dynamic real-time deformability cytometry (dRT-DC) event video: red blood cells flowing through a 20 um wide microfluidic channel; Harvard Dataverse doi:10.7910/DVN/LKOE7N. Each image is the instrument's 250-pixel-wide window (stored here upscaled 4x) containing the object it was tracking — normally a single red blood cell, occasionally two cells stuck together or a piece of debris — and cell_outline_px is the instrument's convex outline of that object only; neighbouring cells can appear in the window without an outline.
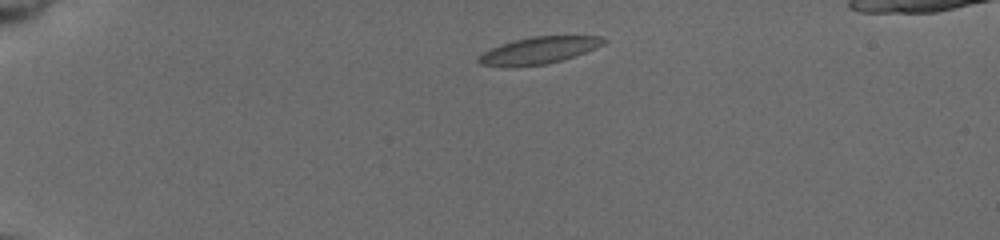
{"species": "common noctule bat (a hibernating species)", "species_latin": "Nyctalus noctula", "temperature_condition": "cold", "stored_images_in_passage": 35, "camera_frame_rate_fps": 3000, "um_per_image_px": 0.085, "animal": {"sex": "female", "body_mass_g": 19.5, "forearm_length_mm": 54.1}, "frame": {"image": 1, "passage_image": 1, "time_ms": 0.0, "image_size_px": [1000, 240], "cell_outline_px": [[608, 40], [604, 44], [596, 48], [560, 60], [544, 64], [504, 68], [480, 64], [476, 60], [484, 52], [500, 44], [532, 36], [600, 36]], "centroid_in_image_um": [45.77, 4.29], "position_along_channel_um": 39.2, "area_um2": 19.48}}
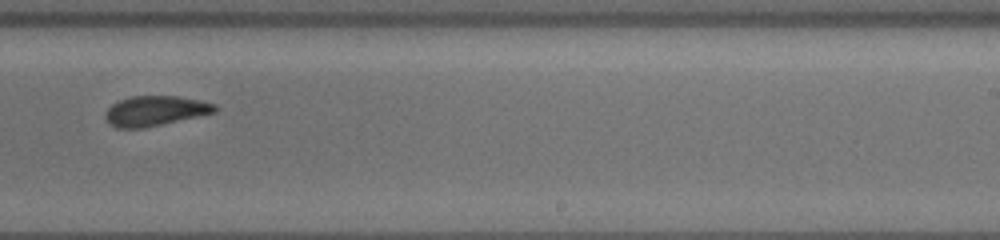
{"frame": {"image": 2, "passage_image": 20, "time_ms": 8.0, "image_size_px": [1000, 240], "cell_outline_px": [[216, 112], [160, 124], [140, 128], [116, 128], [104, 116], [108, 108], [112, 104], [120, 100], [132, 96], [176, 96], [200, 100], [216, 104]], "centroid_in_image_um": [13.19, 9.41], "position_along_channel_um": 275.8, "area_um2": 18.73}}
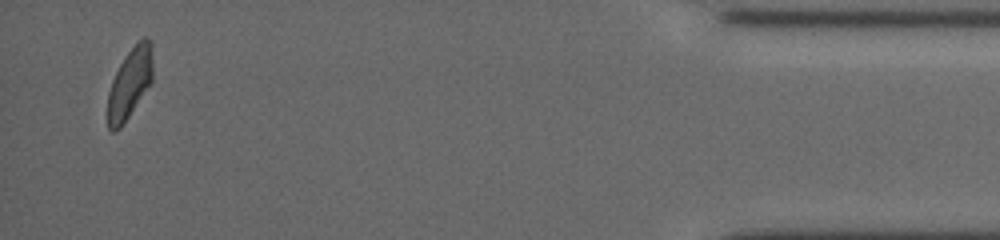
{"frame": {"image": 3, "passage_image": 35, "time_ms": 13.667, "image_size_px": [1000, 240], "cell_outline_px": [[152, 84], [120, 128], [116, 132], [112, 132], [108, 128], [108, 92], [112, 80], [124, 56], [144, 36], [148, 36], [152, 44]], "centroid_in_image_um": [11.05, 7.08], "position_along_channel_um": 424.2, "area_um2": 18.61}, "authors_computed_cell_mechanics": {"area_um2": 19.5364, "velocity_mm_per_s": 3.7389, "shape_relaxation_time_tau1_ms": 5.0308, "shape_relaxation_time_tau2_ms": 2.4013, "deformation_change_tau1": 0.1071, "deformation_change_tau2": 0.0704}}